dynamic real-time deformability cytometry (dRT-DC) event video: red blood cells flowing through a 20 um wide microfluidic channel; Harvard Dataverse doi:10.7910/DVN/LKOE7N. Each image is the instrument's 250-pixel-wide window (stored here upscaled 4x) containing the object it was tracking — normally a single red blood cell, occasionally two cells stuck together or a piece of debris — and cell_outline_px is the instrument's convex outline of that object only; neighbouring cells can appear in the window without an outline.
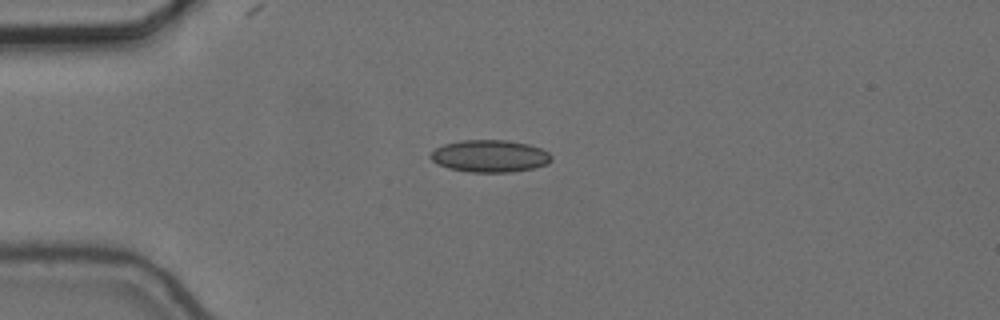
{"species": "common noctule bat (a hibernating species)", "species_latin": "Nyctalus noctula", "temperature_condition": "cold", "stored_images_in_passage": 43, "camera_frame_rate_fps": 3000, "um_per_image_px": 0.085, "animal": {"sex": "female", "body_mass_g": 24.6, "forearm_length_mm": 56.2}, "frame": {"image": 1, "passage_image": 1, "time_ms": 0.0, "image_size_px": [1000, 320], "cell_outline_px": [[552, 160], [548, 164], [532, 168], [512, 172], [468, 172], [448, 168], [436, 164], [428, 156], [436, 148], [444, 144], [460, 140], [504, 140], [528, 144], [540, 148], [548, 152], [552, 156]], "centroid_in_image_um": [41.62, 13.27], "position_along_channel_um": 43.4, "area_um2": 22.77}}
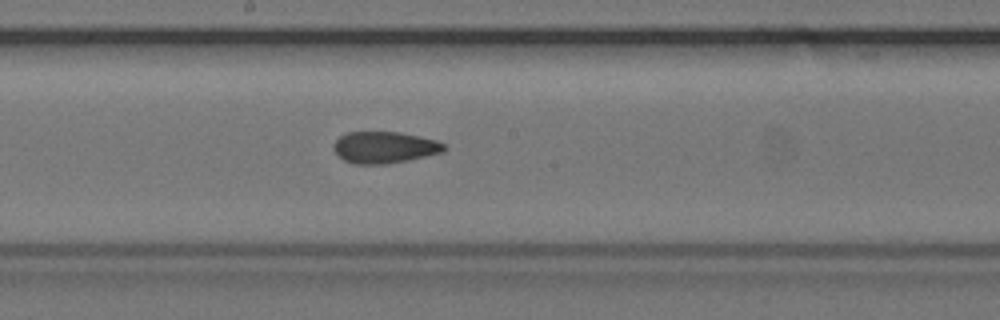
{"frame": {"image": 2, "passage_image": 17, "time_ms": 5.333, "image_size_px": [1000, 320], "cell_outline_px": [[448, 148], [444, 152], [408, 160], [384, 164], [352, 164], [344, 160], [332, 148], [336, 140], [340, 136], [348, 132], [400, 132], [436, 140], [444, 144]], "centroid_in_image_um": [32.69, 12.53], "position_along_channel_um": 215.5, "area_um2": 20.35}}
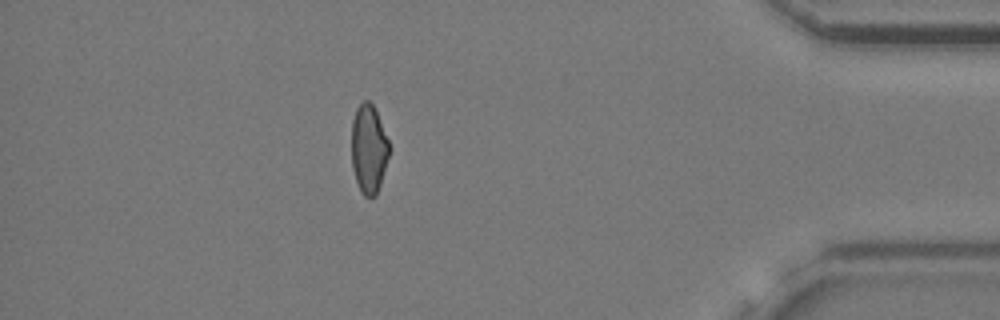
{"frame": {"image": 3, "passage_image": 36, "time_ms": 11.667, "image_size_px": [1000, 320], "cell_outline_px": [[392, 148], [376, 196], [364, 196], [360, 192], [352, 168], [352, 120], [356, 108], [364, 100], [368, 100], [372, 104], [376, 112]], "centroid_in_image_um": [31.35, 12.67], "position_along_channel_um": 403.8, "area_um2": 19.59}, "authors_computed_cell_mechanics": {"area_um2": 20.7502, "velocity_mm_per_s": 3.6747, "shape_relaxation_time_tau1_ms": null, "shape_relaxation_time_tau2_ms": 2.4522, "deformation_change_tau1": null, "deformation_change_tau2": 0.0872}}